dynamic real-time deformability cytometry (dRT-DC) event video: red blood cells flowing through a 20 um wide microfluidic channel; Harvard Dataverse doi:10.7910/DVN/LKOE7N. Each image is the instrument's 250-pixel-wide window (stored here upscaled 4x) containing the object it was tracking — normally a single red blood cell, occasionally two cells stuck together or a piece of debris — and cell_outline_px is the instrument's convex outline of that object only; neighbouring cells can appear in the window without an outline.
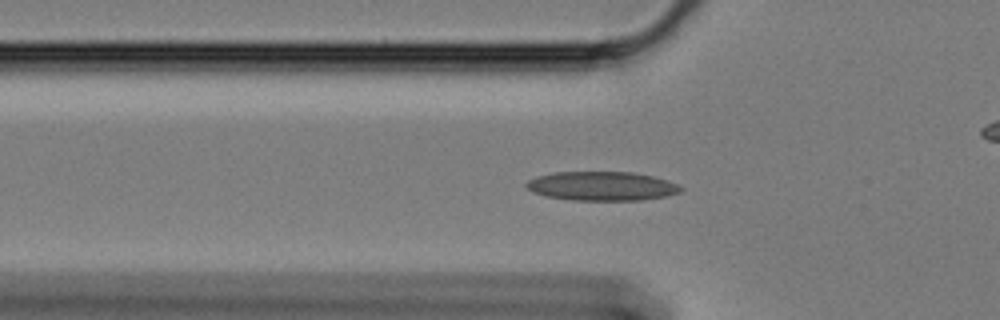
{"species": "Egyptian fruit bat (a non-hibernating species)", "species_latin": "Rousettus aegyptiacus", "temperature_condition": "cold", "stored_images_in_passage": 43, "camera_frame_rate_fps": 3000, "um_per_image_px": 0.085, "animal": {"sex": "female"}, "frame": {"image": 1, "passage_image": 2, "time_ms": 0.333, "image_size_px": [1000, 320], "cell_outline_px": [[684, 188], [680, 192], [668, 196], [640, 200], [572, 200], [544, 196], [532, 192], [524, 184], [528, 180], [536, 176], [552, 172], [632, 172], [652, 176], [668, 180]], "centroid_in_image_um": [51.13, 15.82], "position_along_channel_um": 74.7, "area_um2": 26.3}}
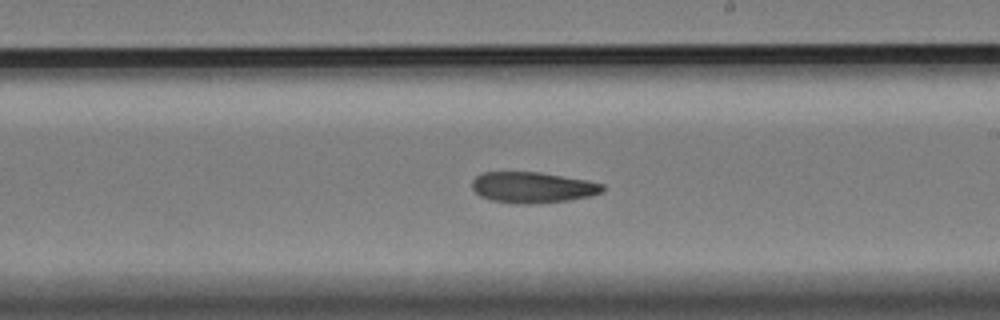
{"frame": {"image": 2, "passage_image": 17, "time_ms": 5.333, "image_size_px": [1000, 320], "cell_outline_px": [[604, 192], [588, 196], [568, 200], [536, 204], [516, 204], [488, 200], [480, 196], [472, 188], [472, 180], [476, 176], [484, 172], [540, 172], [584, 180], [604, 184]], "centroid_in_image_um": [45.24, 15.94], "position_along_channel_um": 243.8, "area_um2": 23.58}}
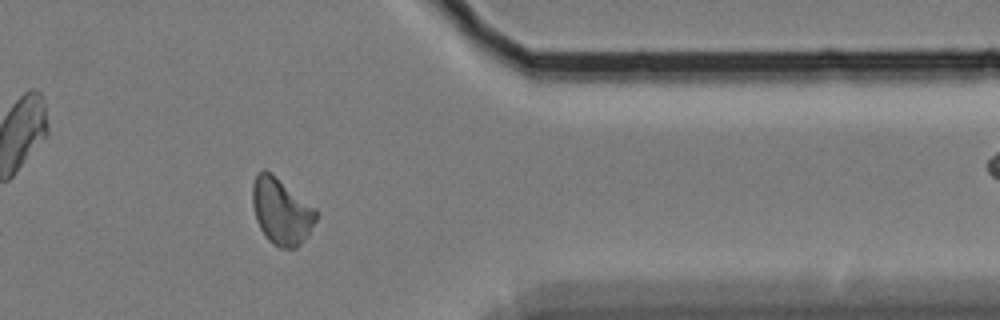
{"frame": {"image": 3, "passage_image": 31, "time_ms": 10.0, "image_size_px": [1000, 320], "cell_outline_px": [[316, 220], [308, 236], [296, 248], [280, 248], [272, 244], [264, 236], [256, 220], [252, 204], [252, 184], [256, 176], [260, 172], [268, 172], [316, 208]], "centroid_in_image_um": [23.91, 18.03], "position_along_channel_um": 387.5, "area_um2": 24.16}}